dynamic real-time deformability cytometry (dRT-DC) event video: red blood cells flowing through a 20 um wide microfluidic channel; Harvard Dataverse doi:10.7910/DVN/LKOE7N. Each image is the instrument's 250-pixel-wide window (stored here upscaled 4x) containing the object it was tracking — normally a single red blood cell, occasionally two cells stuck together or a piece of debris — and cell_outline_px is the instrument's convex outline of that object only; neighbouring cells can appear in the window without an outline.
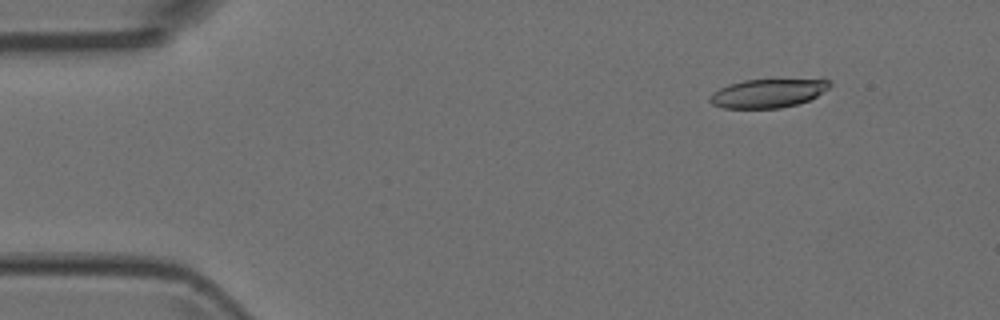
{"species": "Egyptian fruit bat (a non-hibernating species)", "species_latin": "Rousettus aegyptiacus", "temperature_condition": "room temperature", "stored_images_in_passage": 5, "camera_frame_rate_fps": 3000, "um_per_image_px": 0.085, "animal": {"sex": "female"}, "frame": {"image": 1, "passage_image": 2, "time_ms": 0.333, "image_size_px": [1000, 320], "cell_outline_px": [[832, 84], [828, 88], [816, 96], [808, 100], [796, 104], [780, 108], [724, 108], [712, 104], [708, 100], [708, 96], [712, 92], [728, 84], [744, 80], [824, 76], [832, 80]], "centroid_in_image_um": [65.37, 7.86], "position_along_channel_um": 19.6, "area_um2": 21.1}}